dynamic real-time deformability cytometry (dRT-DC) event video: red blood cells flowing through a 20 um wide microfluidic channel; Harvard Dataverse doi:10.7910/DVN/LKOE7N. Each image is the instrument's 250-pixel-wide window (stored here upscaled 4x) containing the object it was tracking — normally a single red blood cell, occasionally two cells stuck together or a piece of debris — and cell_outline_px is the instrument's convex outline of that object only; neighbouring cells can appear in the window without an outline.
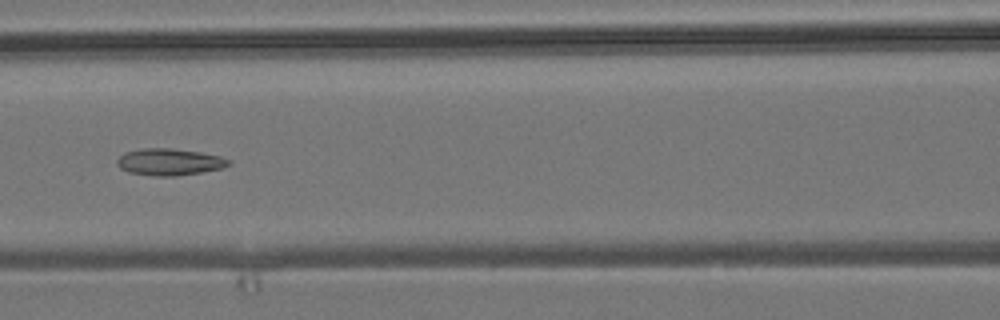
{"species": "common noctule bat (a hibernating species)", "species_latin": "Nyctalus noctula", "temperature_condition": "room temperature", "stored_images_in_passage": 7, "camera_frame_rate_fps": 3000, "um_per_image_px": 0.085, "animal": {"sex": "male", "body_mass_g": 19.2, "forearm_length_mm": 51.8}, "frame": {"image": 1, "passage_image": 7, "time_ms": 9.0, "image_size_px": [1000, 320], "cell_outline_px": [[232, 164], [220, 168], [200, 172], [176, 176], [152, 176], [128, 172], [120, 168], [116, 164], [116, 160], [124, 152], [140, 148], [172, 148], [200, 152], [220, 156], [232, 160]], "centroid_in_image_um": [14.38, 13.76], "position_along_channel_um": 152.2, "area_um2": 17.57}}